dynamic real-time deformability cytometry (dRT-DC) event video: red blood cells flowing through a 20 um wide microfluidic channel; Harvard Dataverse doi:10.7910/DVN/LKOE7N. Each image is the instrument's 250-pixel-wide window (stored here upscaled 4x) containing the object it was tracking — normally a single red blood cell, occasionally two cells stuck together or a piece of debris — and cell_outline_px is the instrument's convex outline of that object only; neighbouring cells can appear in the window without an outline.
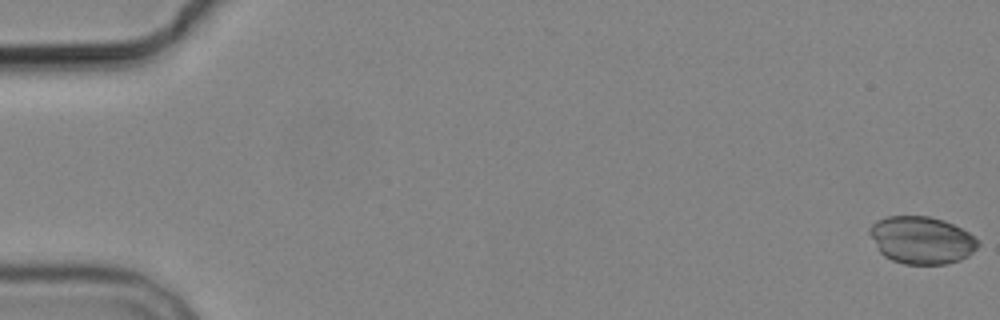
{"species": "common noctule bat (a hibernating species)", "species_latin": "Nyctalus noctula", "temperature_condition": "cold", "stored_images_in_passage": 6, "camera_frame_rate_fps": 3000, "um_per_image_px": 0.085, "animal": {"sex": "male", "body_mass_g": 19.2, "forearm_length_mm": 51.8}, "frame": {"image": 1, "passage_image": 1, "time_ms": 0.0, "image_size_px": [1000, 320], "cell_outline_px": [[980, 244], [968, 256], [960, 260], [944, 264], [904, 264], [892, 260], [884, 256], [876, 248], [868, 232], [868, 228], [876, 220], [888, 216], [928, 216], [944, 220], [968, 232], [980, 240]], "centroid_in_image_um": [78.31, 20.41], "position_along_channel_um": 6.7, "area_um2": 30.11}}
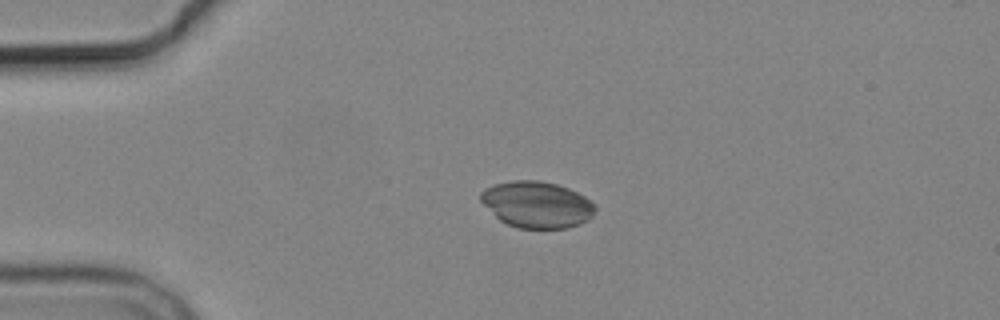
{"frame": {"image": 2, "passage_image": 5, "time_ms": 4.333, "image_size_px": [1000, 320], "cell_outline_px": [[596, 208], [592, 216], [588, 220], [580, 224], [564, 228], [516, 228], [500, 220], [480, 200], [480, 192], [484, 188], [496, 184], [512, 180], [540, 180], [556, 184], [568, 188], [584, 196], [596, 204]], "centroid_in_image_um": [45.64, 17.38], "position_along_channel_um": 39.4, "area_um2": 30.92}}